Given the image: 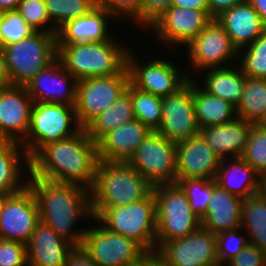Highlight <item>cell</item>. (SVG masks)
<instances>
[{"mask_svg":"<svg viewBox=\"0 0 266 266\" xmlns=\"http://www.w3.org/2000/svg\"><path fill=\"white\" fill-rule=\"evenodd\" d=\"M28 186L36 197L40 221L75 247H81L87 228L78 230L74 225L81 218L93 219L90 190L72 183L33 178L31 175Z\"/></svg>","mask_w":266,"mask_h":266,"instance_id":"obj_1","label":"cell"},{"mask_svg":"<svg viewBox=\"0 0 266 266\" xmlns=\"http://www.w3.org/2000/svg\"><path fill=\"white\" fill-rule=\"evenodd\" d=\"M98 161L97 143L82 129L75 136L44 146L30 160V175L91 190Z\"/></svg>","mask_w":266,"mask_h":266,"instance_id":"obj_2","label":"cell"},{"mask_svg":"<svg viewBox=\"0 0 266 266\" xmlns=\"http://www.w3.org/2000/svg\"><path fill=\"white\" fill-rule=\"evenodd\" d=\"M153 185L127 162L99 160L91 192V210L97 219L107 208L128 205L146 198Z\"/></svg>","mask_w":266,"mask_h":266,"instance_id":"obj_3","label":"cell"},{"mask_svg":"<svg viewBox=\"0 0 266 266\" xmlns=\"http://www.w3.org/2000/svg\"><path fill=\"white\" fill-rule=\"evenodd\" d=\"M130 47L116 37L105 42L57 45V58L77 80L120 74L127 67Z\"/></svg>","mask_w":266,"mask_h":266,"instance_id":"obj_4","label":"cell"},{"mask_svg":"<svg viewBox=\"0 0 266 266\" xmlns=\"http://www.w3.org/2000/svg\"><path fill=\"white\" fill-rule=\"evenodd\" d=\"M157 230L156 252L170 240L184 238L201 226V219L193 212L184 190L178 183L155 185Z\"/></svg>","mask_w":266,"mask_h":266,"instance_id":"obj_5","label":"cell"},{"mask_svg":"<svg viewBox=\"0 0 266 266\" xmlns=\"http://www.w3.org/2000/svg\"><path fill=\"white\" fill-rule=\"evenodd\" d=\"M82 129L74 106L33 103L30 127L20 144L31 160L47 144L75 136Z\"/></svg>","mask_w":266,"mask_h":266,"instance_id":"obj_6","label":"cell"},{"mask_svg":"<svg viewBox=\"0 0 266 266\" xmlns=\"http://www.w3.org/2000/svg\"><path fill=\"white\" fill-rule=\"evenodd\" d=\"M97 220L113 233L133 239L156 254L157 212L153 192L138 202L107 208Z\"/></svg>","mask_w":266,"mask_h":266,"instance_id":"obj_7","label":"cell"},{"mask_svg":"<svg viewBox=\"0 0 266 266\" xmlns=\"http://www.w3.org/2000/svg\"><path fill=\"white\" fill-rule=\"evenodd\" d=\"M3 50L11 85L25 86L57 58L56 33L35 32Z\"/></svg>","mask_w":266,"mask_h":266,"instance_id":"obj_8","label":"cell"},{"mask_svg":"<svg viewBox=\"0 0 266 266\" xmlns=\"http://www.w3.org/2000/svg\"><path fill=\"white\" fill-rule=\"evenodd\" d=\"M136 51L129 50L127 54V68L130 75V83L137 89L164 97L175 94L189 79H192L191 71L179 67L168 59L150 58L146 63L139 61ZM152 59V60H151ZM142 62V63H140ZM183 72V73H182Z\"/></svg>","mask_w":266,"mask_h":266,"instance_id":"obj_9","label":"cell"},{"mask_svg":"<svg viewBox=\"0 0 266 266\" xmlns=\"http://www.w3.org/2000/svg\"><path fill=\"white\" fill-rule=\"evenodd\" d=\"M99 225L87 227L81 248L99 266H136L150 254L136 241Z\"/></svg>","mask_w":266,"mask_h":266,"instance_id":"obj_10","label":"cell"},{"mask_svg":"<svg viewBox=\"0 0 266 266\" xmlns=\"http://www.w3.org/2000/svg\"><path fill=\"white\" fill-rule=\"evenodd\" d=\"M129 83L127 67L120 74L79 80L74 107L80 126L84 129L110 107L127 90Z\"/></svg>","mask_w":266,"mask_h":266,"instance_id":"obj_11","label":"cell"},{"mask_svg":"<svg viewBox=\"0 0 266 266\" xmlns=\"http://www.w3.org/2000/svg\"><path fill=\"white\" fill-rule=\"evenodd\" d=\"M127 163L153 186L176 183V142L152 131Z\"/></svg>","mask_w":266,"mask_h":266,"instance_id":"obj_12","label":"cell"},{"mask_svg":"<svg viewBox=\"0 0 266 266\" xmlns=\"http://www.w3.org/2000/svg\"><path fill=\"white\" fill-rule=\"evenodd\" d=\"M185 49L188 66L193 73L238 63L239 51L216 19H213Z\"/></svg>","mask_w":266,"mask_h":266,"instance_id":"obj_13","label":"cell"},{"mask_svg":"<svg viewBox=\"0 0 266 266\" xmlns=\"http://www.w3.org/2000/svg\"><path fill=\"white\" fill-rule=\"evenodd\" d=\"M166 266H219L215 234L200 226L188 236L167 241L155 254Z\"/></svg>","mask_w":266,"mask_h":266,"instance_id":"obj_14","label":"cell"},{"mask_svg":"<svg viewBox=\"0 0 266 266\" xmlns=\"http://www.w3.org/2000/svg\"><path fill=\"white\" fill-rule=\"evenodd\" d=\"M39 222L38 203L27 185L4 199L0 209V238L27 244Z\"/></svg>","mask_w":266,"mask_h":266,"instance_id":"obj_15","label":"cell"},{"mask_svg":"<svg viewBox=\"0 0 266 266\" xmlns=\"http://www.w3.org/2000/svg\"><path fill=\"white\" fill-rule=\"evenodd\" d=\"M156 131L176 143L199 134L193 101V78L175 94L162 97V121Z\"/></svg>","mask_w":266,"mask_h":266,"instance_id":"obj_16","label":"cell"},{"mask_svg":"<svg viewBox=\"0 0 266 266\" xmlns=\"http://www.w3.org/2000/svg\"><path fill=\"white\" fill-rule=\"evenodd\" d=\"M213 19L204 11L170 6L148 29L167 47L187 46Z\"/></svg>","mask_w":266,"mask_h":266,"instance_id":"obj_17","label":"cell"},{"mask_svg":"<svg viewBox=\"0 0 266 266\" xmlns=\"http://www.w3.org/2000/svg\"><path fill=\"white\" fill-rule=\"evenodd\" d=\"M78 81L58 58L43 68L24 86L33 103H56L75 106Z\"/></svg>","mask_w":266,"mask_h":266,"instance_id":"obj_18","label":"cell"},{"mask_svg":"<svg viewBox=\"0 0 266 266\" xmlns=\"http://www.w3.org/2000/svg\"><path fill=\"white\" fill-rule=\"evenodd\" d=\"M32 105L24 86L0 87V141L21 143L25 139Z\"/></svg>","mask_w":266,"mask_h":266,"instance_id":"obj_19","label":"cell"},{"mask_svg":"<svg viewBox=\"0 0 266 266\" xmlns=\"http://www.w3.org/2000/svg\"><path fill=\"white\" fill-rule=\"evenodd\" d=\"M220 163L200 134L176 143V183L181 178L215 179Z\"/></svg>","mask_w":266,"mask_h":266,"instance_id":"obj_20","label":"cell"},{"mask_svg":"<svg viewBox=\"0 0 266 266\" xmlns=\"http://www.w3.org/2000/svg\"><path fill=\"white\" fill-rule=\"evenodd\" d=\"M112 18L106 9L96 5L84 16L66 22L57 30V45L110 40L114 37L109 33L108 22Z\"/></svg>","mask_w":266,"mask_h":266,"instance_id":"obj_21","label":"cell"},{"mask_svg":"<svg viewBox=\"0 0 266 266\" xmlns=\"http://www.w3.org/2000/svg\"><path fill=\"white\" fill-rule=\"evenodd\" d=\"M150 132L138 119L109 131L97 142L99 160L127 162Z\"/></svg>","mask_w":266,"mask_h":266,"instance_id":"obj_22","label":"cell"},{"mask_svg":"<svg viewBox=\"0 0 266 266\" xmlns=\"http://www.w3.org/2000/svg\"><path fill=\"white\" fill-rule=\"evenodd\" d=\"M215 19L238 51L254 42L265 31V22L248 0L225 10Z\"/></svg>","mask_w":266,"mask_h":266,"instance_id":"obj_23","label":"cell"},{"mask_svg":"<svg viewBox=\"0 0 266 266\" xmlns=\"http://www.w3.org/2000/svg\"><path fill=\"white\" fill-rule=\"evenodd\" d=\"M74 247L40 221L27 243L28 266H64Z\"/></svg>","mask_w":266,"mask_h":266,"instance_id":"obj_24","label":"cell"},{"mask_svg":"<svg viewBox=\"0 0 266 266\" xmlns=\"http://www.w3.org/2000/svg\"><path fill=\"white\" fill-rule=\"evenodd\" d=\"M252 126V123L237 117L230 123L202 128L199 134L219 158H239Z\"/></svg>","mask_w":266,"mask_h":266,"instance_id":"obj_25","label":"cell"},{"mask_svg":"<svg viewBox=\"0 0 266 266\" xmlns=\"http://www.w3.org/2000/svg\"><path fill=\"white\" fill-rule=\"evenodd\" d=\"M215 181L220 188L243 199L266 187L263 178L240 157L221 159Z\"/></svg>","mask_w":266,"mask_h":266,"instance_id":"obj_26","label":"cell"},{"mask_svg":"<svg viewBox=\"0 0 266 266\" xmlns=\"http://www.w3.org/2000/svg\"><path fill=\"white\" fill-rule=\"evenodd\" d=\"M241 197L220 188L214 179V191L201 226L217 235L241 227Z\"/></svg>","mask_w":266,"mask_h":266,"instance_id":"obj_27","label":"cell"},{"mask_svg":"<svg viewBox=\"0 0 266 266\" xmlns=\"http://www.w3.org/2000/svg\"><path fill=\"white\" fill-rule=\"evenodd\" d=\"M29 175L30 160L23 146L0 141V193L9 196L22 191L28 185Z\"/></svg>","mask_w":266,"mask_h":266,"instance_id":"obj_28","label":"cell"},{"mask_svg":"<svg viewBox=\"0 0 266 266\" xmlns=\"http://www.w3.org/2000/svg\"><path fill=\"white\" fill-rule=\"evenodd\" d=\"M205 72V73H204ZM201 87L209 94L227 100L235 107L244 92L246 75L237 64L202 70Z\"/></svg>","mask_w":266,"mask_h":266,"instance_id":"obj_29","label":"cell"},{"mask_svg":"<svg viewBox=\"0 0 266 266\" xmlns=\"http://www.w3.org/2000/svg\"><path fill=\"white\" fill-rule=\"evenodd\" d=\"M193 78V101L199 128L230 123L237 118L236 107L207 93Z\"/></svg>","mask_w":266,"mask_h":266,"instance_id":"obj_30","label":"cell"},{"mask_svg":"<svg viewBox=\"0 0 266 266\" xmlns=\"http://www.w3.org/2000/svg\"><path fill=\"white\" fill-rule=\"evenodd\" d=\"M240 228L250 244L266 252V188L242 199Z\"/></svg>","mask_w":266,"mask_h":266,"instance_id":"obj_31","label":"cell"},{"mask_svg":"<svg viewBox=\"0 0 266 266\" xmlns=\"http://www.w3.org/2000/svg\"><path fill=\"white\" fill-rule=\"evenodd\" d=\"M135 119L130 92L126 90L104 112L94 118L84 129L87 135L98 142L105 134Z\"/></svg>","mask_w":266,"mask_h":266,"instance_id":"obj_32","label":"cell"},{"mask_svg":"<svg viewBox=\"0 0 266 266\" xmlns=\"http://www.w3.org/2000/svg\"><path fill=\"white\" fill-rule=\"evenodd\" d=\"M237 117L258 124L266 113V79L246 76L242 97L236 106Z\"/></svg>","mask_w":266,"mask_h":266,"instance_id":"obj_33","label":"cell"},{"mask_svg":"<svg viewBox=\"0 0 266 266\" xmlns=\"http://www.w3.org/2000/svg\"><path fill=\"white\" fill-rule=\"evenodd\" d=\"M127 90L130 92L135 119L140 120L151 131H156L162 121V97L143 92L131 83Z\"/></svg>","mask_w":266,"mask_h":266,"instance_id":"obj_34","label":"cell"},{"mask_svg":"<svg viewBox=\"0 0 266 266\" xmlns=\"http://www.w3.org/2000/svg\"><path fill=\"white\" fill-rule=\"evenodd\" d=\"M238 61L237 65L247 77L266 79L265 31L254 42L239 50Z\"/></svg>","mask_w":266,"mask_h":266,"instance_id":"obj_35","label":"cell"},{"mask_svg":"<svg viewBox=\"0 0 266 266\" xmlns=\"http://www.w3.org/2000/svg\"><path fill=\"white\" fill-rule=\"evenodd\" d=\"M52 24L57 30L66 22L84 16L96 6L95 0H44Z\"/></svg>","mask_w":266,"mask_h":266,"instance_id":"obj_36","label":"cell"},{"mask_svg":"<svg viewBox=\"0 0 266 266\" xmlns=\"http://www.w3.org/2000/svg\"><path fill=\"white\" fill-rule=\"evenodd\" d=\"M184 190L193 212L202 219L214 191V179L181 178L177 182Z\"/></svg>","mask_w":266,"mask_h":266,"instance_id":"obj_37","label":"cell"},{"mask_svg":"<svg viewBox=\"0 0 266 266\" xmlns=\"http://www.w3.org/2000/svg\"><path fill=\"white\" fill-rule=\"evenodd\" d=\"M240 158L249 163L266 182V129L253 124Z\"/></svg>","mask_w":266,"mask_h":266,"instance_id":"obj_38","label":"cell"},{"mask_svg":"<svg viewBox=\"0 0 266 266\" xmlns=\"http://www.w3.org/2000/svg\"><path fill=\"white\" fill-rule=\"evenodd\" d=\"M17 11L36 32L56 33L44 0H20Z\"/></svg>","mask_w":266,"mask_h":266,"instance_id":"obj_39","label":"cell"},{"mask_svg":"<svg viewBox=\"0 0 266 266\" xmlns=\"http://www.w3.org/2000/svg\"><path fill=\"white\" fill-rule=\"evenodd\" d=\"M35 32L17 10L6 11L0 23V46L4 47L28 38Z\"/></svg>","mask_w":266,"mask_h":266,"instance_id":"obj_40","label":"cell"},{"mask_svg":"<svg viewBox=\"0 0 266 266\" xmlns=\"http://www.w3.org/2000/svg\"><path fill=\"white\" fill-rule=\"evenodd\" d=\"M241 231L242 229L238 228L236 230L224 231L215 235L217 258L220 265H225L249 244V240H247L248 236H244Z\"/></svg>","mask_w":266,"mask_h":266,"instance_id":"obj_41","label":"cell"},{"mask_svg":"<svg viewBox=\"0 0 266 266\" xmlns=\"http://www.w3.org/2000/svg\"><path fill=\"white\" fill-rule=\"evenodd\" d=\"M96 5L106 9L117 21L126 18L140 28V8L143 0H95ZM117 18V20H116ZM123 18V19H122Z\"/></svg>","mask_w":266,"mask_h":266,"instance_id":"obj_42","label":"cell"},{"mask_svg":"<svg viewBox=\"0 0 266 266\" xmlns=\"http://www.w3.org/2000/svg\"><path fill=\"white\" fill-rule=\"evenodd\" d=\"M0 266H28L27 244L0 238Z\"/></svg>","mask_w":266,"mask_h":266,"instance_id":"obj_43","label":"cell"},{"mask_svg":"<svg viewBox=\"0 0 266 266\" xmlns=\"http://www.w3.org/2000/svg\"><path fill=\"white\" fill-rule=\"evenodd\" d=\"M172 5V0H143L140 8V27L149 29Z\"/></svg>","mask_w":266,"mask_h":266,"instance_id":"obj_44","label":"cell"},{"mask_svg":"<svg viewBox=\"0 0 266 266\" xmlns=\"http://www.w3.org/2000/svg\"><path fill=\"white\" fill-rule=\"evenodd\" d=\"M225 266H266V252L249 243Z\"/></svg>","mask_w":266,"mask_h":266,"instance_id":"obj_45","label":"cell"},{"mask_svg":"<svg viewBox=\"0 0 266 266\" xmlns=\"http://www.w3.org/2000/svg\"><path fill=\"white\" fill-rule=\"evenodd\" d=\"M64 266H99L89 255L81 248L74 247L68 254Z\"/></svg>","mask_w":266,"mask_h":266,"instance_id":"obj_46","label":"cell"},{"mask_svg":"<svg viewBox=\"0 0 266 266\" xmlns=\"http://www.w3.org/2000/svg\"><path fill=\"white\" fill-rule=\"evenodd\" d=\"M209 7V16L212 19L218 17L225 10L243 3L245 0H207Z\"/></svg>","mask_w":266,"mask_h":266,"instance_id":"obj_47","label":"cell"},{"mask_svg":"<svg viewBox=\"0 0 266 266\" xmlns=\"http://www.w3.org/2000/svg\"><path fill=\"white\" fill-rule=\"evenodd\" d=\"M171 6L204 10L209 15V7L207 0H172Z\"/></svg>","mask_w":266,"mask_h":266,"instance_id":"obj_48","label":"cell"},{"mask_svg":"<svg viewBox=\"0 0 266 266\" xmlns=\"http://www.w3.org/2000/svg\"><path fill=\"white\" fill-rule=\"evenodd\" d=\"M11 85L3 47L0 46V87Z\"/></svg>","mask_w":266,"mask_h":266,"instance_id":"obj_49","label":"cell"},{"mask_svg":"<svg viewBox=\"0 0 266 266\" xmlns=\"http://www.w3.org/2000/svg\"><path fill=\"white\" fill-rule=\"evenodd\" d=\"M260 18L266 23V0H248Z\"/></svg>","mask_w":266,"mask_h":266,"instance_id":"obj_50","label":"cell"},{"mask_svg":"<svg viewBox=\"0 0 266 266\" xmlns=\"http://www.w3.org/2000/svg\"><path fill=\"white\" fill-rule=\"evenodd\" d=\"M20 0H0V11L17 10Z\"/></svg>","mask_w":266,"mask_h":266,"instance_id":"obj_51","label":"cell"},{"mask_svg":"<svg viewBox=\"0 0 266 266\" xmlns=\"http://www.w3.org/2000/svg\"><path fill=\"white\" fill-rule=\"evenodd\" d=\"M151 266H166L155 254H151Z\"/></svg>","mask_w":266,"mask_h":266,"instance_id":"obj_52","label":"cell"},{"mask_svg":"<svg viewBox=\"0 0 266 266\" xmlns=\"http://www.w3.org/2000/svg\"><path fill=\"white\" fill-rule=\"evenodd\" d=\"M136 266H151V254Z\"/></svg>","mask_w":266,"mask_h":266,"instance_id":"obj_53","label":"cell"},{"mask_svg":"<svg viewBox=\"0 0 266 266\" xmlns=\"http://www.w3.org/2000/svg\"><path fill=\"white\" fill-rule=\"evenodd\" d=\"M257 125H259L261 128L266 129V113Z\"/></svg>","mask_w":266,"mask_h":266,"instance_id":"obj_54","label":"cell"},{"mask_svg":"<svg viewBox=\"0 0 266 266\" xmlns=\"http://www.w3.org/2000/svg\"><path fill=\"white\" fill-rule=\"evenodd\" d=\"M6 196H7L6 194L0 193V209H1L2 203H3L4 199L6 198Z\"/></svg>","mask_w":266,"mask_h":266,"instance_id":"obj_55","label":"cell"},{"mask_svg":"<svg viewBox=\"0 0 266 266\" xmlns=\"http://www.w3.org/2000/svg\"><path fill=\"white\" fill-rule=\"evenodd\" d=\"M3 11H0V23H1V20H2V15H3Z\"/></svg>","mask_w":266,"mask_h":266,"instance_id":"obj_56","label":"cell"}]
</instances>
